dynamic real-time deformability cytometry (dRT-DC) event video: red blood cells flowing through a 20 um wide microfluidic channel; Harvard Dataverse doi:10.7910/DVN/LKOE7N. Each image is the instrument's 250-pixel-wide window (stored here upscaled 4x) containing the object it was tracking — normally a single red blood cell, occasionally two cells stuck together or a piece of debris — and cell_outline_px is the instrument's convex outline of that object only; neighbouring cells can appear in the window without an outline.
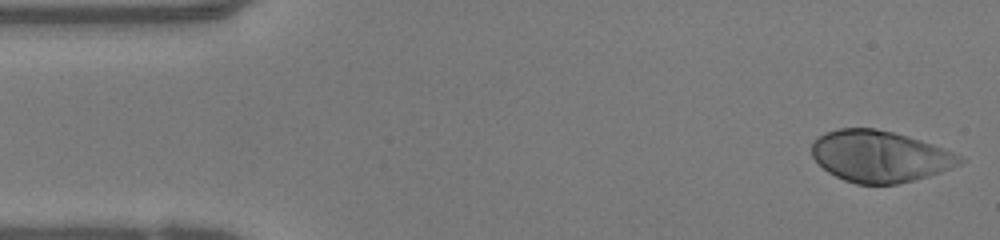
{"species": "human", "species_latin": "Homo sapiens", "temperature_condition": "warm", "stored_images_in_passage": 47, "camera_frame_rate_fps": 3000, "um_per_image_px": 0.085, "donor": {"sex": "female"}, "frame": {"image": 1, "passage_image": 1, "time_ms": 0.0, "image_size_px": [1000, 240], "cell_outline_px": [[964, 160], [960, 164], [952, 168], [928, 176], [896, 184], [856, 184], [844, 180], [828, 172], [812, 156], [812, 144], [824, 132], [840, 128], [876, 128], [908, 136], [944, 148], [960, 156]], "centroid_in_image_um": [74.78, 13.29], "position_along_channel_um": 10.2, "area_um2": 44.1}}
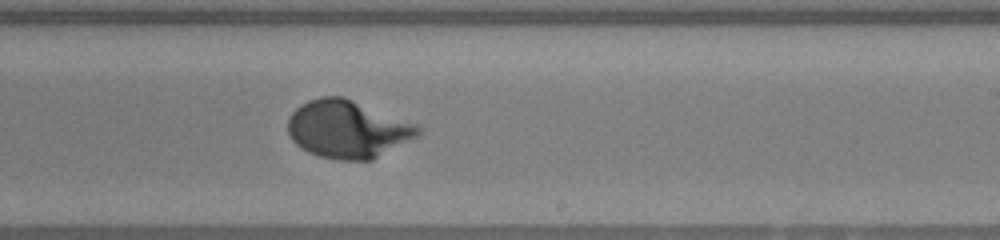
{"frame": {"image": 2, "passage_image": 27, "time_ms": 8.667, "image_size_px": [1000, 240], "cell_outline_px": [[424, 128], [416, 136], [372, 160], [336, 160], [320, 156], [308, 152], [296, 144], [292, 140], [288, 132], [288, 120], [292, 112], [300, 104], [308, 100], [320, 96], [344, 96], [416, 124]], "centroid_in_image_um": [29.52, 10.97], "position_along_channel_um": 259.5, "area_um2": 43.64}}
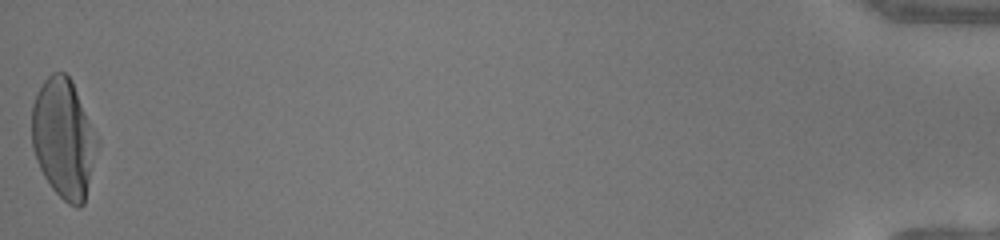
{"frame": {"image": 3, "passage_image": 47, "time_ms": 15.333, "image_size_px": [1000, 240], "cell_outline_px": [[100, 144], [84, 204], [80, 208], [76, 208], [68, 204], [52, 188], [44, 176], [36, 160], [32, 148], [32, 104], [36, 92], [44, 80], [52, 72], [64, 72], [72, 80], [100, 140]], "centroid_in_image_um": [5.43, 11.77], "position_along_channel_um": 429.8, "area_um2": 46.24}, "authors_computed_cell_mechanics": {"area_um2": 42.4252, "velocity_mm_per_s": 4.1671, "shape_relaxation_time_tau1_ms": 3.2592, "shape_relaxation_time_tau2_ms": null, "deformation_change_tau1": 0.2272, "deformation_change_tau2": null}}